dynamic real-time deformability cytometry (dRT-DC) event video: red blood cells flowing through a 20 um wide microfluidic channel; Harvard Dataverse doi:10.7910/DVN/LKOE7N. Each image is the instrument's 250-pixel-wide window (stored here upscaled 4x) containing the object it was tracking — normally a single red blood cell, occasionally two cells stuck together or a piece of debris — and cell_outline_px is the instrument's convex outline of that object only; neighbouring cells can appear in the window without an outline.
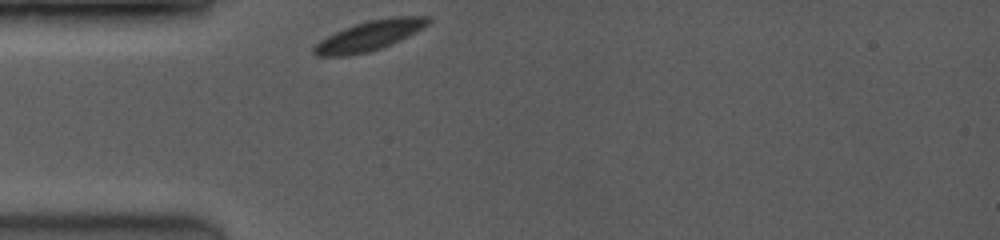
{"species": "common noctule bat (a hibernating species)", "species_latin": "Nyctalus noctula", "temperature_condition": "room temperature", "stored_images_in_passage": 1, "camera_frame_rate_fps": 3500, "um_per_image_px": 0.085, "animal": {"sex": "female", "body_mass_g": 19.0, "forearm_length_mm": 53.3}, "frame": {"image": 1, "passage_image": 1, "time_ms": 0.0, "image_size_px": [1000, 240], "cell_outline_px": [[432, 20], [428, 24], [400, 40], [392, 44], [368, 52], [348, 56], [316, 56], [312, 52], [312, 48], [320, 40], [344, 28], [368, 20], [392, 16], [432, 16]], "centroid_in_image_um": [31.4, 3.03], "position_along_channel_um": 53.6, "area_um2": 19.83}}